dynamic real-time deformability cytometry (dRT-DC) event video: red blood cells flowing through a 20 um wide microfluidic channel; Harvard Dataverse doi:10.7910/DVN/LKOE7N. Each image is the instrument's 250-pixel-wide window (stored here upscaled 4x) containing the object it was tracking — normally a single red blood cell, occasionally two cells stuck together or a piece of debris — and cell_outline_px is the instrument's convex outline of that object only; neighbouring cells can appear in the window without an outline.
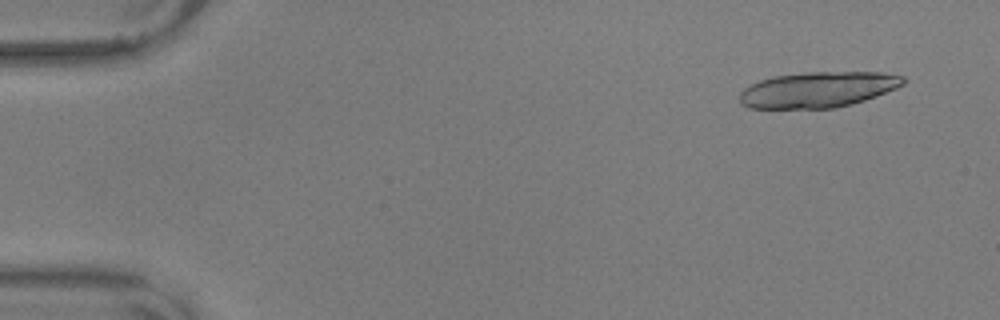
{"species": "common noctule bat (a hibernating species)", "species_latin": "Nyctalus noctula", "temperature_condition": "warm", "stored_images_in_passage": 19, "camera_frame_rate_fps": 3000, "um_per_image_px": 0.085, "animal": {"sex": "male", "body_mass_g": 17.9, "forearm_length_mm": 54.2}, "frame": {"image": 1, "passage_image": 4, "time_ms": 1.0, "image_size_px": [1000, 320], "cell_outline_px": [[908, 80], [904, 84], [896, 88], [876, 96], [852, 104], [836, 108], [748, 108], [740, 104], [740, 92], [744, 88], [760, 80], [776, 76], [808, 72], [880, 72], [904, 76]], "centroid_in_image_um": [69.55, 7.62], "position_along_channel_um": 15.5, "area_um2": 34.04}}